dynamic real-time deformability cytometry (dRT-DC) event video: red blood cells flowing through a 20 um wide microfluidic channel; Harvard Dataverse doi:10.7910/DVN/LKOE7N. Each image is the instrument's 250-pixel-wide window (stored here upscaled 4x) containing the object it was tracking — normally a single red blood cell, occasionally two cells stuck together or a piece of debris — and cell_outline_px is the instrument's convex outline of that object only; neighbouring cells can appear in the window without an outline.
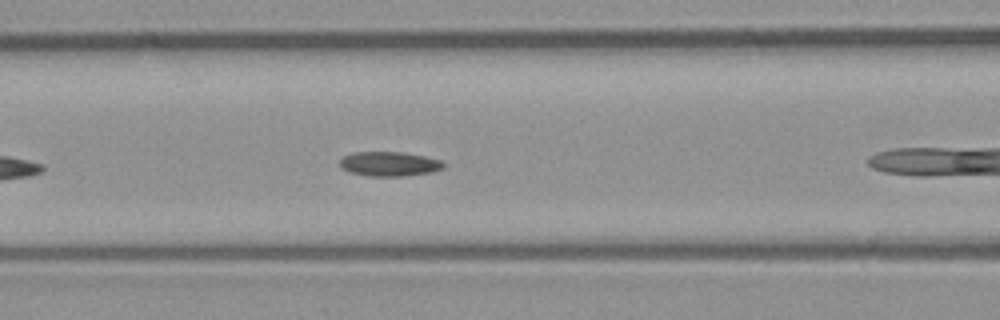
{"species": "common noctule bat (a hibernating species)", "species_latin": "Nyctalus noctula", "temperature_condition": "room temperature", "stored_images_in_passage": 14, "camera_frame_rate_fps": 3000, "um_per_image_px": 0.085, "animal": {"sex": "male", "body_mass_g": 23.1, "forearm_length_mm": 52.7}, "frame": {"image": 1, "passage_image": 10, "time_ms": 3.0, "image_size_px": [1000, 320], "cell_outline_px": [[444, 168], [432, 172], [404, 176], [368, 176], [348, 172], [340, 168], [340, 160], [344, 156], [356, 152], [404, 152], [424, 156], [440, 160], [444, 164]], "centroid_in_image_um": [33.07, 13.94], "position_along_channel_um": 133.5, "area_um2": 14.85}}